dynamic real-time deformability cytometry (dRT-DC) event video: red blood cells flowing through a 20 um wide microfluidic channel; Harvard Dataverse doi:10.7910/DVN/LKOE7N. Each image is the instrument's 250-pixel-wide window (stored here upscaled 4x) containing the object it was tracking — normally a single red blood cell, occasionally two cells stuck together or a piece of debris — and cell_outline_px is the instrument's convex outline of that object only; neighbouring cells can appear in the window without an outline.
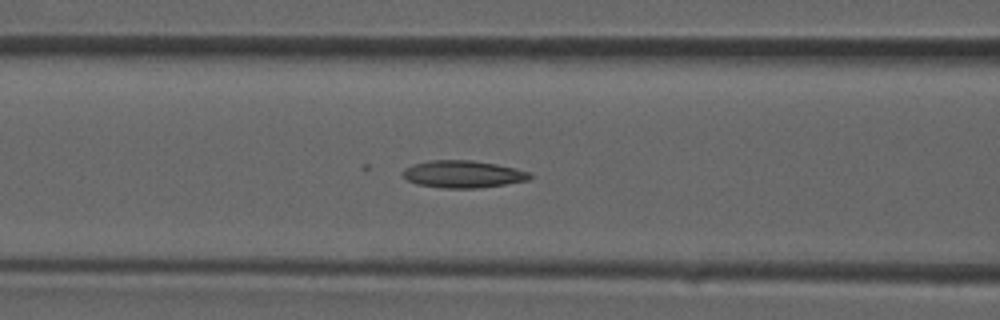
{"species": "common noctule bat (a hibernating species)", "species_latin": "Nyctalus noctula", "temperature_condition": "room temperature", "stored_images_in_passage": 31, "camera_frame_rate_fps": 3000, "um_per_image_px": 0.085, "animal": {"sex": "male", "forearm_length_mm": 52.5}, "frame": {"image": 1, "passage_image": 15, "time_ms": 4.667, "image_size_px": [1000, 320], "cell_outline_px": [[532, 176], [528, 180], [480, 188], [440, 188], [416, 184], [408, 180], [404, 176], [404, 168], [412, 164], [428, 160], [472, 160], [496, 164], [516, 168], [532, 172]], "centroid_in_image_um": [39.36, 14.8], "position_along_channel_um": 127.2, "area_um2": 20.29}}
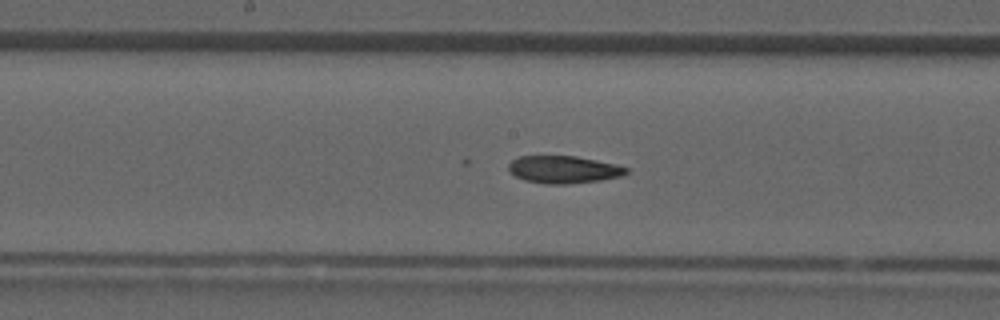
{"frame": {"image": 2, "passage_image": 19, "time_ms": 6.0, "image_size_px": [1000, 320], "cell_outline_px": [[628, 172], [620, 176], [600, 180], [564, 184], [544, 184], [524, 180], [516, 176], [508, 168], [508, 164], [512, 160], [520, 156], [576, 156], [616, 164], [628, 168]], "centroid_in_image_um": [47.9, 14.41], "position_along_channel_um": 200.3, "area_um2": 18.67}}